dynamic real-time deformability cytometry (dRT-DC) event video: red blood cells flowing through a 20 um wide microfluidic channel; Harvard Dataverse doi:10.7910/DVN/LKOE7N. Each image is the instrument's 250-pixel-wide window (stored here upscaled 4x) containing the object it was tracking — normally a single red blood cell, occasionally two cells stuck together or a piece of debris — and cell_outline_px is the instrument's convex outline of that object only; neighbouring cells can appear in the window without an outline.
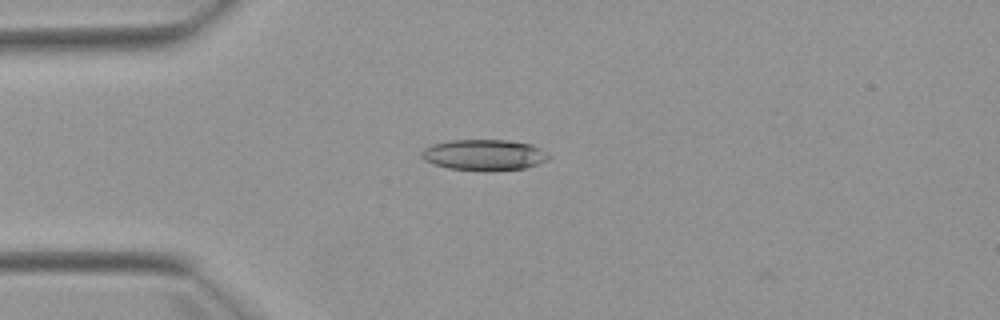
{"species": "Egyptian fruit bat (a non-hibernating species)", "species_latin": "Rousettus aegyptiacus", "temperature_condition": "warm", "stored_images_in_passage": 2, "camera_frame_rate_fps": 3000, "um_per_image_px": 0.085, "animal": {"sex": "female"}, "frame": {"image": 1, "passage_image": 1, "time_ms": 0.0, "image_size_px": [1000, 320], "cell_outline_px": [[552, 156], [548, 160], [540, 164], [524, 168], [448, 168], [432, 164], [424, 160], [420, 156], [420, 152], [424, 148], [432, 144], [448, 140], [508, 140], [532, 144], [548, 152]], "centroid_in_image_um": [41.16, 13.12], "position_along_channel_um": 43.8, "area_um2": 22.43}}